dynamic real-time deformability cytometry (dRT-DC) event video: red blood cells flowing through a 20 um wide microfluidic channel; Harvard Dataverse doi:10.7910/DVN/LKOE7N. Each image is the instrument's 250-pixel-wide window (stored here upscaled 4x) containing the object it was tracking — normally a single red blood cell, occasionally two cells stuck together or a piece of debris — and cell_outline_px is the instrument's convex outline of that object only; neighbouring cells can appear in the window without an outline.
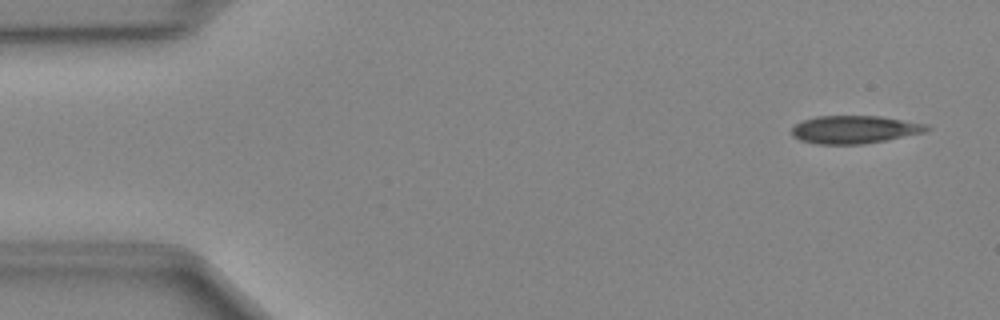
{"species": "Egyptian fruit bat (a non-hibernating species)", "species_latin": "Rousettus aegyptiacus", "temperature_condition": "cold", "stored_images_in_passage": 11, "camera_frame_rate_fps": 3000, "um_per_image_px": 0.085, "animal": {"sex": "female"}, "frame": {"image": 1, "passage_image": 2, "time_ms": 0.333, "image_size_px": [1000, 320], "cell_outline_px": [[932, 128], [924, 132], [888, 140], [864, 144], [816, 144], [800, 140], [792, 136], [792, 128], [796, 124], [804, 120], [816, 116], [880, 116], [928, 124]], "centroid_in_image_um": [72.65, 11.01], "position_along_channel_um": 12.3, "area_um2": 22.02}}